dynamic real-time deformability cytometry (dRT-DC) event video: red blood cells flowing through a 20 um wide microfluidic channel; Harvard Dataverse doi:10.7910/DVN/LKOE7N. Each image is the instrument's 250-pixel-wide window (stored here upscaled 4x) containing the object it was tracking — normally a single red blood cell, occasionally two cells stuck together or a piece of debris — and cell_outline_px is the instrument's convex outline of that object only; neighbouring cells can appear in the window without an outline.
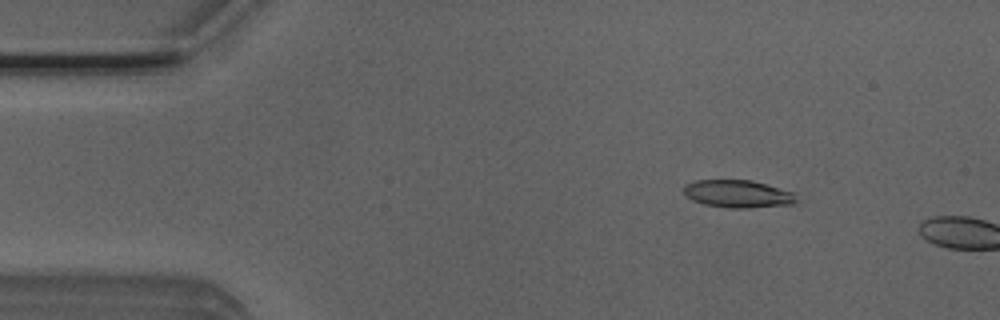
{"species": "Egyptian fruit bat (a non-hibernating species)", "species_latin": "Rousettus aegyptiacus", "temperature_condition": "room temperature", "stored_images_in_passage": 3, "camera_frame_rate_fps": 3000, "um_per_image_px": 0.085, "animal": {"sex": "male"}, "frame": {"image": 1, "passage_image": 2, "time_ms": 0.333, "image_size_px": [1000, 320], "cell_outline_px": [[796, 200], [792, 204], [748, 208], [728, 208], [704, 204], [692, 200], [684, 192], [684, 184], [696, 180], [752, 180], [792, 192]], "centroid_in_image_um": [62.67, 16.48], "position_along_channel_um": 22.3, "area_um2": 17.92}}